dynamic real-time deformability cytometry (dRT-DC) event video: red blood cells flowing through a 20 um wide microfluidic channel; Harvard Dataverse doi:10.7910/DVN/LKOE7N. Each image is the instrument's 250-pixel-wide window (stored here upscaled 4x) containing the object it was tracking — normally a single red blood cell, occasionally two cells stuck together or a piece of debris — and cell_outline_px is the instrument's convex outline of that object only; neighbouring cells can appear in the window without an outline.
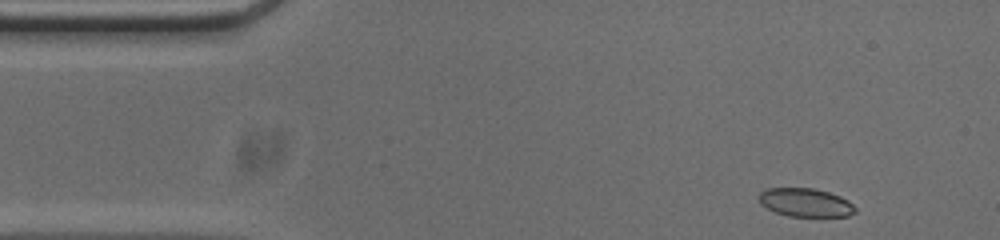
{"species": "common noctule bat (a hibernating species)", "species_latin": "Nyctalus noctula", "temperature_condition": "cold", "stored_images_in_passage": 50, "camera_frame_rate_fps": 3000, "um_per_image_px": 0.085, "animal": {"sex": "male", "body_mass_g": 20.0, "forearm_length_mm": 53.3}, "frame": {"image": 1, "passage_image": 1, "time_ms": 0.0, "image_size_px": [1000, 240], "cell_outline_px": [[856, 212], [848, 216], [788, 216], [776, 212], [760, 204], [756, 196], [764, 188], [812, 188], [828, 192], [840, 196], [848, 200], [856, 208]], "centroid_in_image_um": [68.43, 17.2], "position_along_channel_um": 16.6, "area_um2": 16.07}}
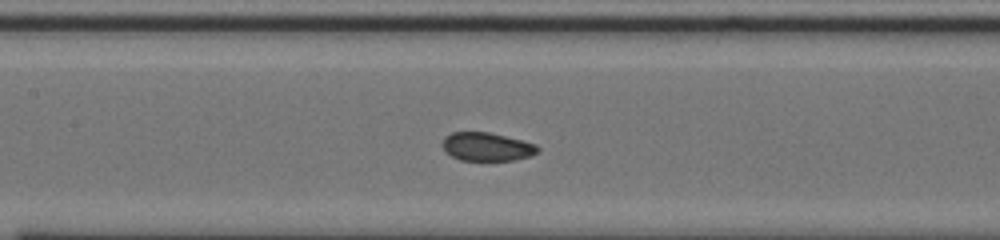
{"frame": {"image": 2, "passage_image": 19, "time_ms": 6.0, "image_size_px": [1000, 240], "cell_outline_px": [[540, 148], [532, 156], [512, 160], [460, 160], [444, 152], [440, 144], [444, 136], [452, 132], [488, 132], [536, 144]], "centroid_in_image_um": [41.32, 12.47], "position_along_channel_um": 166.1, "area_um2": 15.84}}
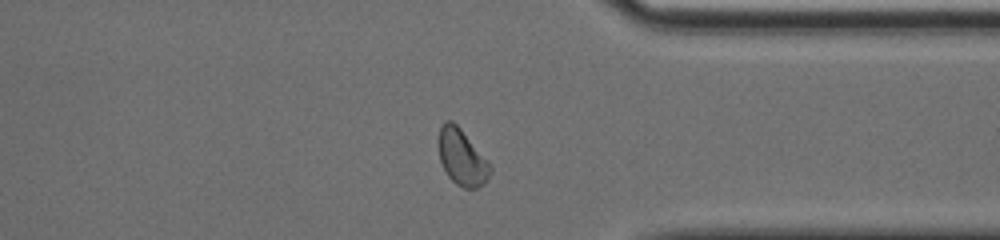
{"frame": {"image": 3, "passage_image": 36, "time_ms": 11.667, "image_size_px": [1000, 240], "cell_outline_px": [[492, 172], [484, 184], [476, 188], [464, 188], [456, 184], [448, 176], [440, 160], [440, 128], [444, 120], [452, 120], [460, 128], [488, 160], [492, 168]], "centroid_in_image_um": [39.3, 13.39], "position_along_channel_um": 372.1, "area_um2": 16.65}, "authors_computed_cell_mechanics": {"area_um2": 16.7331, "velocity_mm_per_s": 3.7824, "shape_relaxation_time_tau1_ms": null, "shape_relaxation_time_tau2_ms": 1.5051, "deformation_change_tau1": null, "deformation_change_tau2": 0.0426}}